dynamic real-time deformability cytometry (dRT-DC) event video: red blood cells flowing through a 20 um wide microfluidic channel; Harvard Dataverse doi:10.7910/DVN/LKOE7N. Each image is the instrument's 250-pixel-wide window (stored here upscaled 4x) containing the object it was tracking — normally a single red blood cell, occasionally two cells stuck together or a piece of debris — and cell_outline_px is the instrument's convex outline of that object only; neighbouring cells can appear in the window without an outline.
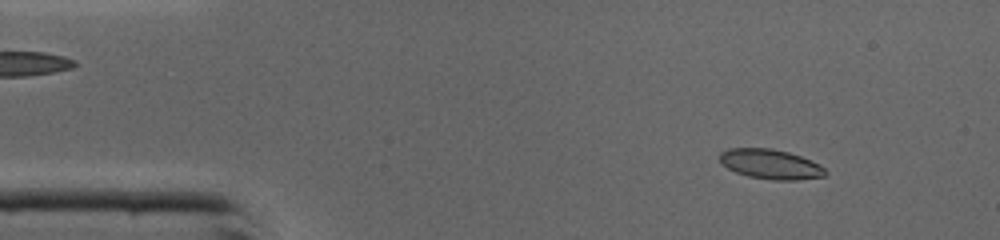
{"species": "common noctule bat (a hibernating species)", "species_latin": "Nyctalus noctula", "temperature_condition": "cold", "stored_images_in_passage": 46, "camera_frame_rate_fps": 3000, "um_per_image_px": 0.085, "animal": {"sex": "male", "body_mass_g": 19.0, "forearm_length_mm": 50.8}, "frame": {"image": 1, "passage_image": 5, "time_ms": 1.333, "image_size_px": [1000, 240], "cell_outline_px": [[828, 172], [824, 176], [796, 180], [772, 180], [748, 176], [736, 172], [728, 168], [720, 160], [720, 152], [728, 148], [772, 148], [788, 152], [800, 156], [820, 164]], "centroid_in_image_um": [65.51, 13.95], "position_along_channel_um": 19.5, "area_um2": 18.26}}
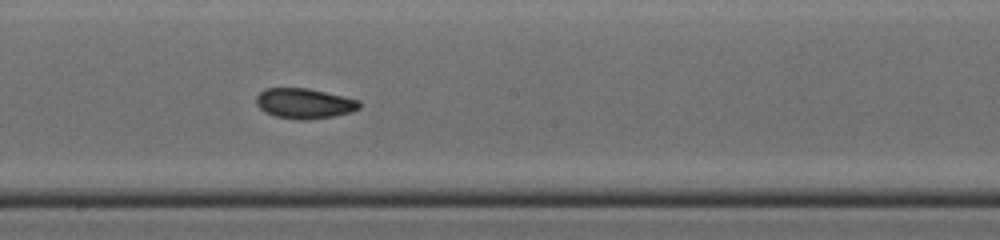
{"frame": {"image": 2, "passage_image": 24, "time_ms": 7.667, "image_size_px": [1000, 240], "cell_outline_px": [[360, 108], [352, 112], [332, 116], [308, 120], [300, 120], [276, 116], [264, 112], [256, 104], [256, 96], [264, 88], [308, 88], [360, 100]], "centroid_in_image_um": [25.86, 8.79], "position_along_channel_um": 222.3, "area_um2": 18.21}}
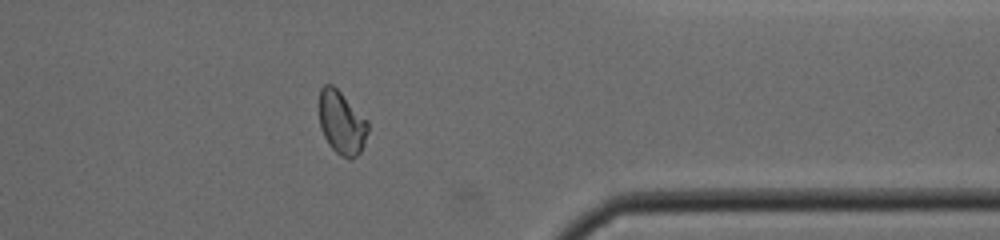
{"frame": {"image": 3, "passage_image": 36, "time_ms": 11.667, "image_size_px": [1000, 240], "cell_outline_px": [[368, 132], [364, 144], [360, 152], [352, 160], [348, 160], [340, 156], [328, 144], [320, 128], [316, 104], [320, 88], [324, 84], [332, 84], [368, 120]], "centroid_in_image_um": [28.99, 10.42], "position_along_channel_um": 382.4, "area_um2": 18.61}, "authors_computed_cell_mechanics": {"area_um2": 18.2359, "velocity_mm_per_s": 4.3755, "shape_relaxation_time_tau1_ms": 8.0354, "shape_relaxation_time_tau2_ms": 1.5792, "deformation_change_tau1": 0.2038, "deformation_change_tau2": 0.0524}}